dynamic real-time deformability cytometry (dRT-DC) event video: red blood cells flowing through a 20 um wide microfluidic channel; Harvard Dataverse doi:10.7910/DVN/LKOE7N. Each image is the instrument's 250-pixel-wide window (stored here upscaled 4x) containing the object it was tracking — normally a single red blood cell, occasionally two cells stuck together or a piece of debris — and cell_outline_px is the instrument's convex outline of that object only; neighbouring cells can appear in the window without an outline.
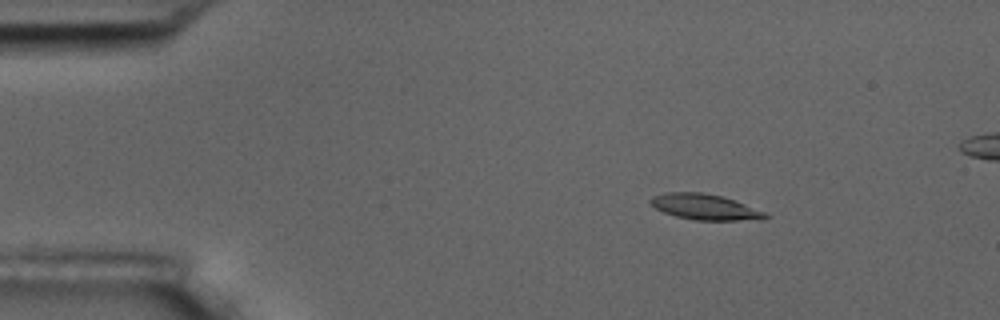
{"species": "common noctule bat (a hibernating species)", "species_latin": "Nyctalus noctula", "temperature_condition": "room temperature", "stored_images_in_passage": 6, "camera_frame_rate_fps": 3000, "um_per_image_px": 0.085, "animal": {"sex": "male", "body_mass_g": 17.5, "forearm_length_mm": 52.3}, "frame": {"image": 1, "passage_image": 3, "time_ms": 2.333, "image_size_px": [1000, 320], "cell_outline_px": [[772, 216], [760, 220], [696, 220], [676, 216], [664, 212], [656, 208], [648, 200], [652, 196], [664, 192], [700, 192], [720, 196], [768, 212]], "centroid_in_image_um": [59.95, 17.59], "position_along_channel_um": 25.1, "area_um2": 17.17}}